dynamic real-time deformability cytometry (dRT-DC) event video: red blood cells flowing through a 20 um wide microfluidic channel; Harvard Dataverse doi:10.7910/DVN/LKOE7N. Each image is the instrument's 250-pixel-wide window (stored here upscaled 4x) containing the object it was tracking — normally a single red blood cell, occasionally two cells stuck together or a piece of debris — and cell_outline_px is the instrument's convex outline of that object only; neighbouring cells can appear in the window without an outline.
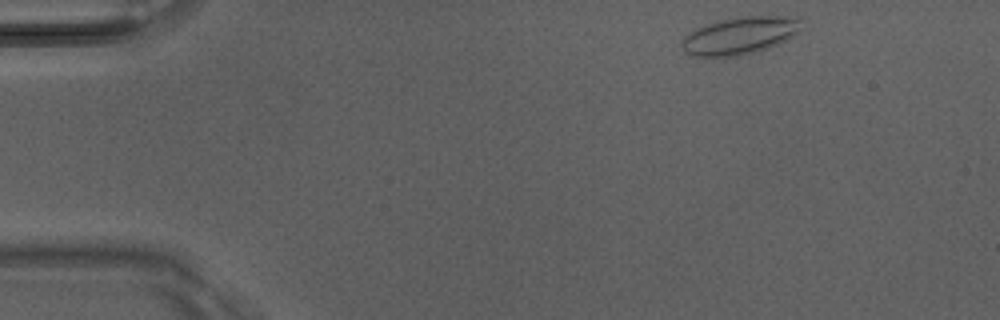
{"species": "Egyptian fruit bat (a non-hibernating species)", "species_latin": "Rousettus aegyptiacus", "temperature_condition": "room temperature", "stored_images_in_passage": 44, "camera_frame_rate_fps": 3000, "um_per_image_px": 0.085, "animal": {"sex": "male"}, "frame": {"image": 1, "passage_image": 1, "time_ms": 0.0, "image_size_px": [1000, 320], "cell_outline_px": [[804, 28], [784, 40], [776, 44], [756, 52], [732, 56], [692, 56], [684, 52], [680, 44], [680, 40], [684, 36], [696, 28], [720, 20], [744, 16], [780, 16], [800, 20]], "centroid_in_image_um": [62.83, 3.03], "position_along_channel_um": 22.2, "area_um2": 25.72}}
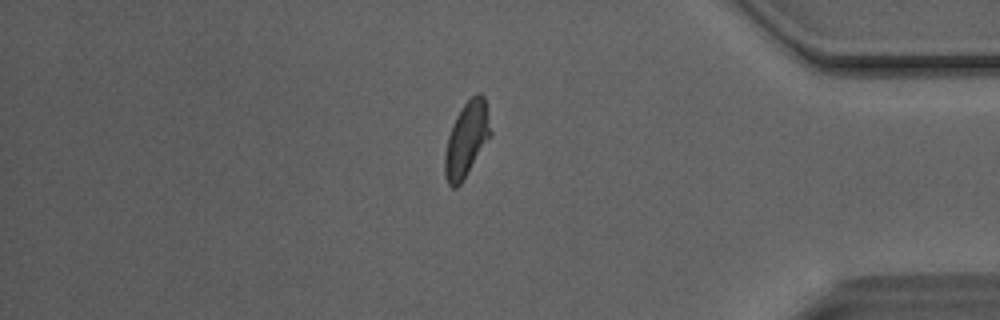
{"frame": {"image": 2, "passage_image": 37, "time_ms": 12.0, "image_size_px": [1000, 320], "cell_outline_px": [[492, 136], [464, 180], [456, 188], [452, 188], [448, 184], [444, 176], [444, 152], [448, 136], [452, 124], [460, 108], [472, 96], [480, 92], [484, 96], [492, 132]], "centroid_in_image_um": [39.66, 11.88], "position_along_channel_um": 395.5, "area_um2": 20.4}}
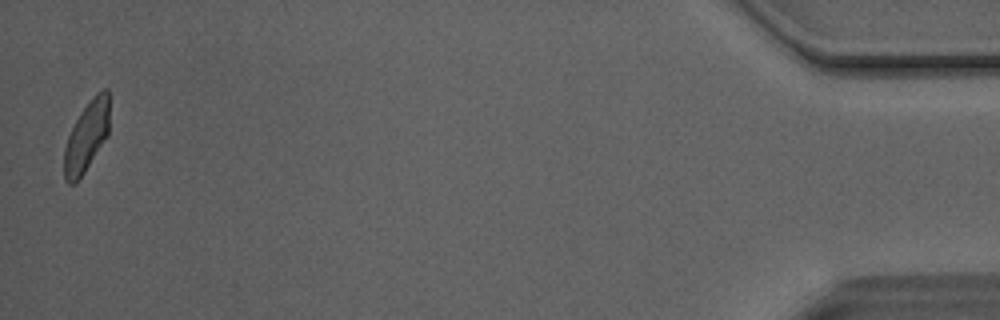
{"frame": {"image": 3, "passage_image": 44, "time_ms": 14.333, "image_size_px": [1000, 320], "cell_outline_px": [[108, 136], [76, 184], [68, 184], [64, 180], [64, 148], [68, 136], [80, 112], [92, 96], [96, 92], [104, 88], [108, 88]], "centroid_in_image_um": [7.35, 11.61], "position_along_channel_um": 427.9, "area_um2": 18.55}, "authors_computed_cell_mechanics": {"area_um2": 20.1144, "velocity_mm_per_s": 4.1022, "shape_relaxation_time_tau1_ms": 6.6532, "shape_relaxation_time_tau2_ms": 1.5962, "deformation_change_tau1": 0.1572, "deformation_change_tau2": 0.0758}}